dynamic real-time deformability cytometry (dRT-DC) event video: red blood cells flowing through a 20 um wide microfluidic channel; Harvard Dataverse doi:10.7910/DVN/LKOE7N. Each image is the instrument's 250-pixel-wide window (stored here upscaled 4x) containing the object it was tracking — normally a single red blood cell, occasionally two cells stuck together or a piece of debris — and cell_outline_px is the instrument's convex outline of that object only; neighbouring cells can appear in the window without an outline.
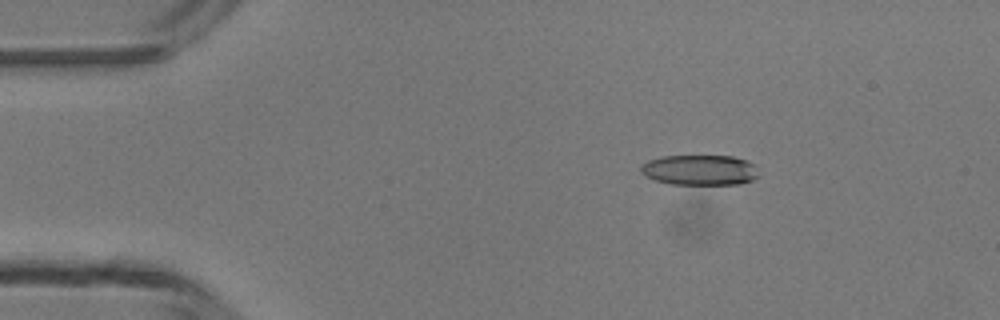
{"species": "common noctule bat (a hibernating species)", "species_latin": "Nyctalus noctula", "temperature_condition": "room temperature", "stored_images_in_passage": 7, "camera_frame_rate_fps": 3000, "um_per_image_px": 0.085, "animal": {"sex": "male", "body_mass_g": 13.3}, "frame": {"image": 1, "passage_image": 3, "time_ms": 2.333, "image_size_px": [1000, 320], "cell_outline_px": [[760, 176], [752, 180], [740, 184], [668, 184], [656, 180], [640, 172], [640, 164], [648, 160], [664, 156], [732, 156], [748, 160], [752, 164]], "centroid_in_image_um": [59.48, 14.45], "position_along_channel_um": 25.5, "area_um2": 20.87}}
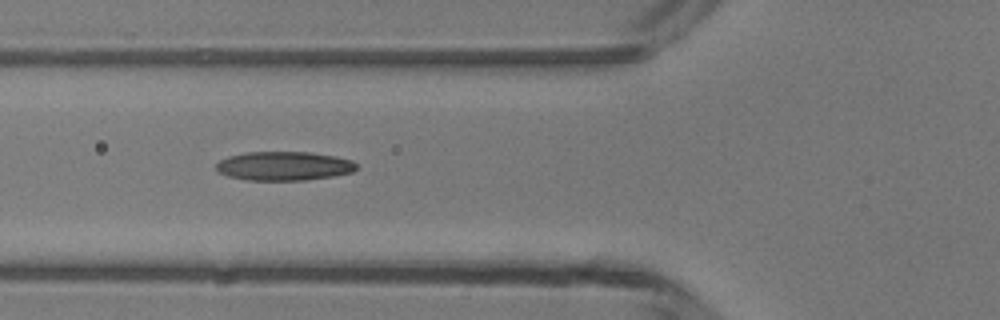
{"frame": {"image": 2, "passage_image": 6, "time_ms": 5.667, "image_size_px": [1000, 320], "cell_outline_px": [[356, 168], [352, 172], [332, 176], [304, 180], [248, 180], [228, 176], [220, 172], [216, 168], [216, 164], [220, 160], [228, 156], [244, 152], [308, 152], [332, 156], [352, 160], [356, 164]], "centroid_in_image_um": [24.1, 14.1], "position_along_channel_um": 101.7, "area_um2": 23.47}}
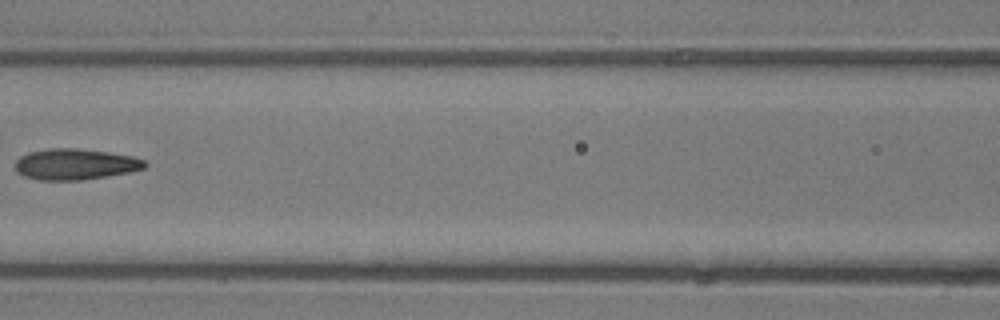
{"frame": {"image": 3, "passage_image": 7, "time_ms": 7.0, "image_size_px": [1000, 320], "cell_outline_px": [[148, 164], [144, 168], [128, 172], [80, 180], [40, 180], [24, 176], [16, 172], [16, 160], [20, 156], [28, 152], [48, 148], [76, 148], [108, 152], [132, 156], [144, 160]], "centroid_in_image_um": [6.36, 13.95], "position_along_channel_um": 160.2, "area_um2": 23.29}}